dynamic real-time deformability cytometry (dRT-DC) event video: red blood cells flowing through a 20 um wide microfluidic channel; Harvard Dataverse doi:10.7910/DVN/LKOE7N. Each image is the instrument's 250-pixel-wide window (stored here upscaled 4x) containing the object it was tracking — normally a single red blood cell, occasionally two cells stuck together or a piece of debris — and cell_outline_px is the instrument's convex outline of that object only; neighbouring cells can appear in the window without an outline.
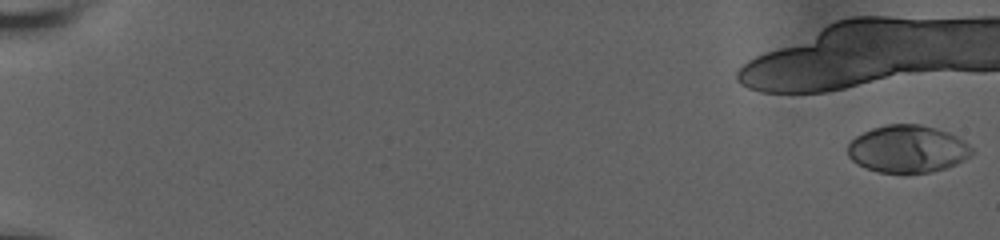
{"species": "human", "species_latin": "Homo sapiens", "temperature_condition": "room temperature", "stored_images_in_passage": 3, "camera_frame_rate_fps": 3000, "um_per_image_px": 0.085, "donor": {"sex": "male"}, "frame": {"image": 1, "passage_image": 1, "time_ms": 0.0, "image_size_px": [1000, 240], "cell_outline_px": [[976, 152], [964, 160], [956, 164], [932, 172], [876, 172], [864, 168], [856, 164], [848, 156], [848, 144], [856, 136], [872, 128], [884, 124], [920, 124], [936, 128], [948, 132], [964, 140]], "centroid_in_image_um": [77.14, 12.66], "position_along_channel_um": 7.9, "area_um2": 34.45}}